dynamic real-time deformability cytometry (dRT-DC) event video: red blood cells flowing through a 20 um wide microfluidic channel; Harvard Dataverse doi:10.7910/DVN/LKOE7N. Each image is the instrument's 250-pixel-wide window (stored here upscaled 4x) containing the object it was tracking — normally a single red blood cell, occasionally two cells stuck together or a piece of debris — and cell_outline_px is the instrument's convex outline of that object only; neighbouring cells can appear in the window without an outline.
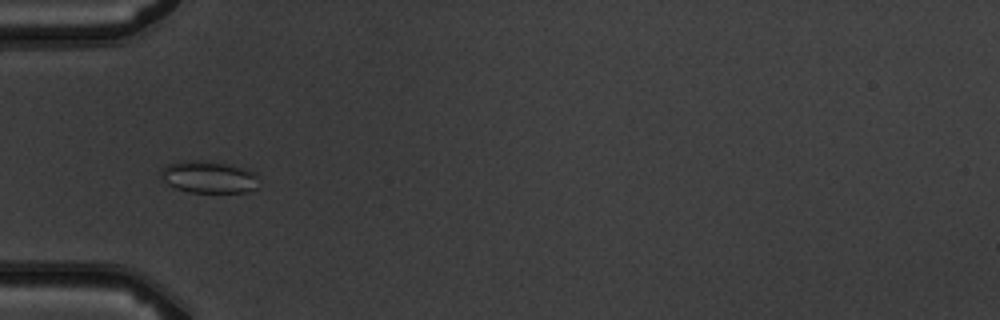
{"species": "common noctule bat (a hibernating species)", "species_latin": "Nyctalus noctula", "temperature_condition": "warm", "stored_images_in_passage": 7, "camera_frame_rate_fps": 3000, "um_per_image_px": 0.085, "animal": {"sex": "male", "body_mass_g": 19.5, "forearm_length_mm": 54.6}, "frame": {"image": 1, "passage_image": 5, "time_ms": 4.333, "image_size_px": [1000, 320], "cell_outline_px": [[256, 188], [248, 192], [188, 192], [176, 188], [168, 184], [160, 176], [160, 172], [168, 164], [180, 160], [200, 160], [228, 164], [256, 172]], "centroid_in_image_um": [17.71, 15.04], "position_along_channel_um": 67.3, "area_um2": 18.21}}
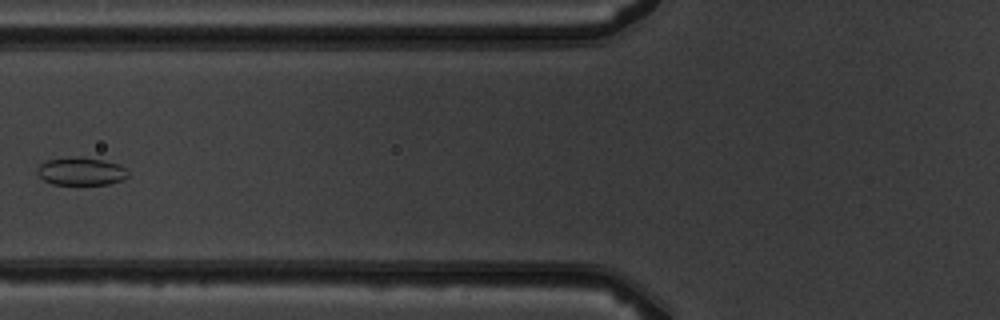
{"frame": {"image": 2, "passage_image": 6, "time_ms": 5.667, "image_size_px": [1000, 320], "cell_outline_px": [[128, 176], [120, 180], [108, 184], [52, 184], [44, 180], [36, 172], [36, 168], [44, 160], [72, 156], [80, 156], [104, 160], [120, 164], [128, 172]], "centroid_in_image_um": [6.85, 14.54], "position_along_channel_um": 119.0, "area_um2": 14.91}}